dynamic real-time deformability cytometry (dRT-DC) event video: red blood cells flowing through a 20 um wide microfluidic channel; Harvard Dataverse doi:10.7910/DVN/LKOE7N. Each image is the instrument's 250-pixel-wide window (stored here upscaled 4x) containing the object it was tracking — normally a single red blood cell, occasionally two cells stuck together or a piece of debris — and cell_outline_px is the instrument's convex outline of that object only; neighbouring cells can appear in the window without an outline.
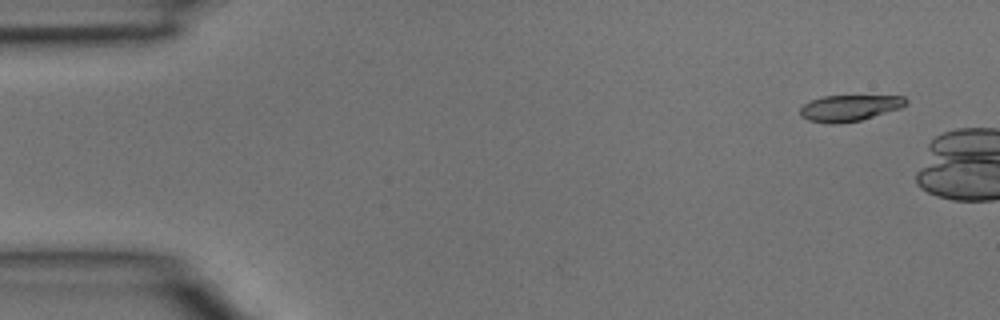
{"species": "common noctule bat (a hibernating species)", "species_latin": "Nyctalus noctula", "temperature_condition": "room temperature", "stored_images_in_passage": 2, "camera_frame_rate_fps": 3000, "um_per_image_px": 0.085, "animal": {"sex": "male", "body_mass_g": 15.6}, "frame": {"image": 1, "passage_image": 1, "time_ms": 0.0, "image_size_px": [1000, 320], "cell_outline_px": [[908, 100], [900, 108], [860, 120], [840, 124], [828, 124], [808, 120], [800, 116], [800, 108], [804, 104], [812, 100], [824, 96], [904, 96]], "centroid_in_image_um": [72.16, 9.19], "position_along_channel_um": 12.8, "area_um2": 16.01}}